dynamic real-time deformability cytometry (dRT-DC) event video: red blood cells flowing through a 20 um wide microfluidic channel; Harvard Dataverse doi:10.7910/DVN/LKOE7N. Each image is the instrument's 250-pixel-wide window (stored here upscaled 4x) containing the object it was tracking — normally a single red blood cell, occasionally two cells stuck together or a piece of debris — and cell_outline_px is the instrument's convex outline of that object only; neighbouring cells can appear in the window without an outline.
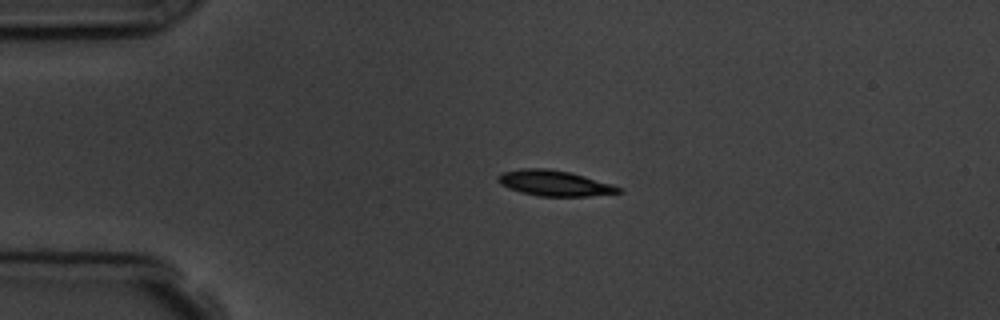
{"species": "common noctule bat (a hibernating species)", "species_latin": "Nyctalus noctula", "temperature_condition": "room temperature", "stored_images_in_passage": 4, "camera_frame_rate_fps": 3000, "um_per_image_px": 0.085, "animal": {"sex": "male", "body_mass_g": 19.5, "forearm_length_mm": 54.6}, "frame": {"image": 1, "passage_image": 2, "time_ms": 1.0, "image_size_px": [1000, 320], "cell_outline_px": [[624, 192], [588, 196], [540, 196], [520, 192], [508, 188], [500, 184], [496, 180], [496, 176], [504, 172], [520, 168], [548, 168], [568, 172], [584, 176], [612, 184], [624, 188]], "centroid_in_image_um": [47.12, 15.57], "position_along_channel_um": 37.9, "area_um2": 18.03}}
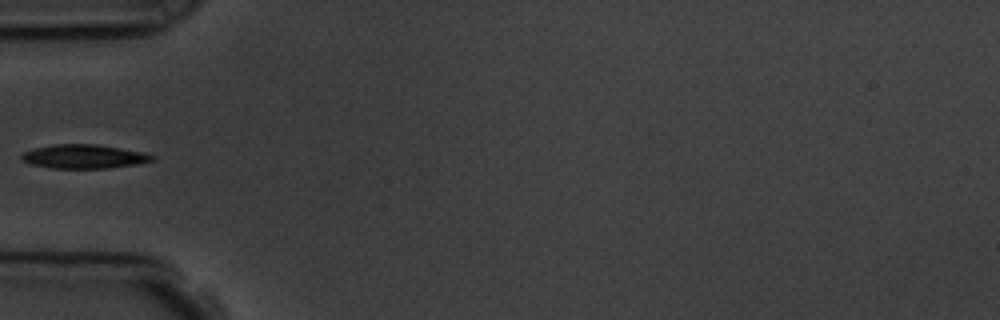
{"frame": {"image": 2, "passage_image": 3, "time_ms": 3.0, "image_size_px": [1000, 320], "cell_outline_px": [[156, 160], [136, 164], [108, 168], [52, 168], [32, 164], [20, 160], [20, 156], [24, 152], [36, 148], [52, 144], [96, 144], [144, 152], [156, 156]], "centroid_in_image_um": [7.16, 13.3], "position_along_channel_um": 77.8, "area_um2": 18.21}}